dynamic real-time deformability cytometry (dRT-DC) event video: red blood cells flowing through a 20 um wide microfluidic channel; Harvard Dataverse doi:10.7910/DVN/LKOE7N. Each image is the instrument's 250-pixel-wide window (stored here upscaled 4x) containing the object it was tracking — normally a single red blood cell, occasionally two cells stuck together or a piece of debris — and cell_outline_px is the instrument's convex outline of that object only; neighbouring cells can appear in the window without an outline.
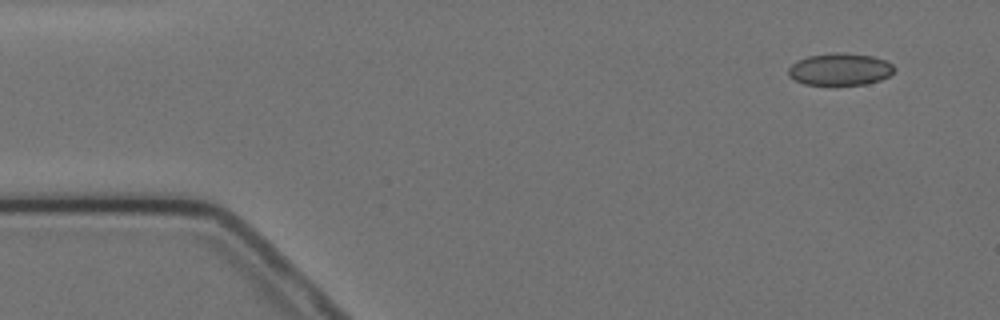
{"species": "Egyptian fruit bat (a non-hibernating species)", "species_latin": "Rousettus aegyptiacus", "temperature_condition": "cold", "stored_images_in_passage": 4, "camera_frame_rate_fps": 3000, "um_per_image_px": 0.085, "animal": {"sex": "female"}, "frame": {"image": 1, "passage_image": 1, "time_ms": 0.0, "image_size_px": [1000, 320], "cell_outline_px": [[896, 68], [888, 76], [880, 80], [864, 84], [804, 84], [788, 76], [788, 68], [796, 60], [808, 56], [832, 52], [844, 52], [872, 56], [884, 60], [892, 64]], "centroid_in_image_um": [71.38, 5.87], "position_along_channel_um": 13.6, "area_um2": 19.77}}
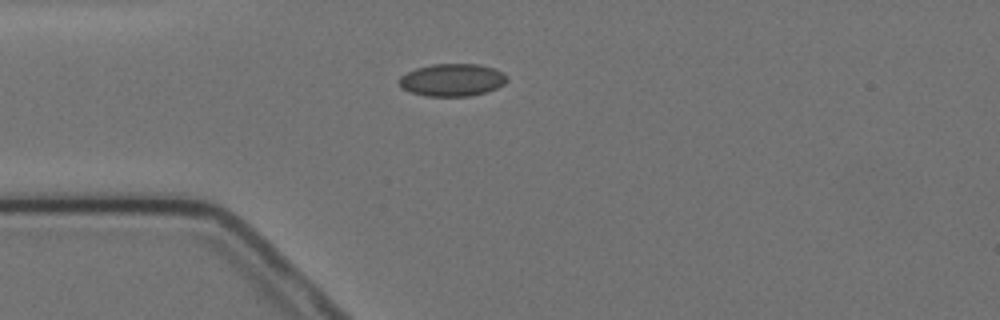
{"frame": {"image": 2, "passage_image": 4, "time_ms": 3.333, "image_size_px": [1000, 320], "cell_outline_px": [[508, 80], [504, 84], [496, 88], [472, 96], [428, 96], [412, 92], [404, 88], [396, 80], [400, 76], [416, 68], [432, 64], [480, 64], [504, 72], [508, 76]], "centroid_in_image_um": [38.46, 6.78], "position_along_channel_um": 46.5, "area_um2": 20.4}}